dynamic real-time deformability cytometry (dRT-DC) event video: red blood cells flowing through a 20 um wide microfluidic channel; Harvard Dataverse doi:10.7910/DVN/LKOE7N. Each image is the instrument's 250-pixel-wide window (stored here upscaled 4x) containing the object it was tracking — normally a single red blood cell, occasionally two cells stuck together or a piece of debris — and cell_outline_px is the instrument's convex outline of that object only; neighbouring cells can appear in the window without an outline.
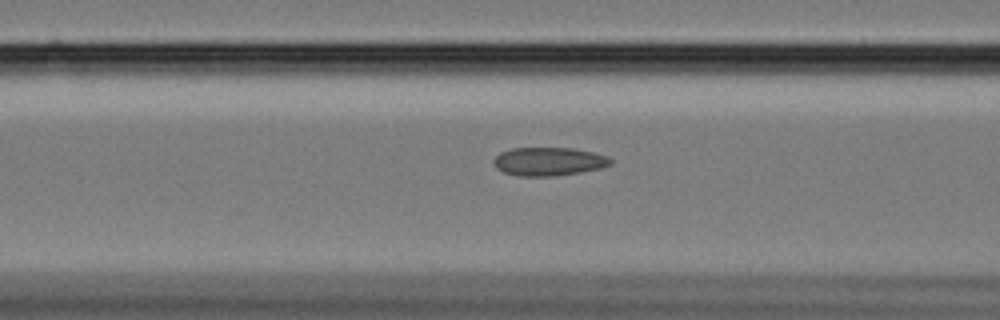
{"species": "Egyptian fruit bat (a non-hibernating species)", "species_latin": "Rousettus aegyptiacus", "temperature_condition": "cold", "stored_images_in_passage": 59, "camera_frame_rate_fps": 3000, "um_per_image_px": 0.085, "animal": {"sex": "female"}, "frame": {"image": 1, "passage_image": 24, "time_ms": 7.667, "image_size_px": [1000, 320], "cell_outline_px": [[612, 164], [600, 168], [580, 172], [552, 176], [520, 176], [504, 172], [496, 168], [492, 160], [500, 152], [512, 148], [572, 148], [592, 152], [608, 156], [612, 160]], "centroid_in_image_um": [46.63, 13.72], "position_along_channel_um": 120.0, "area_um2": 19.31}}
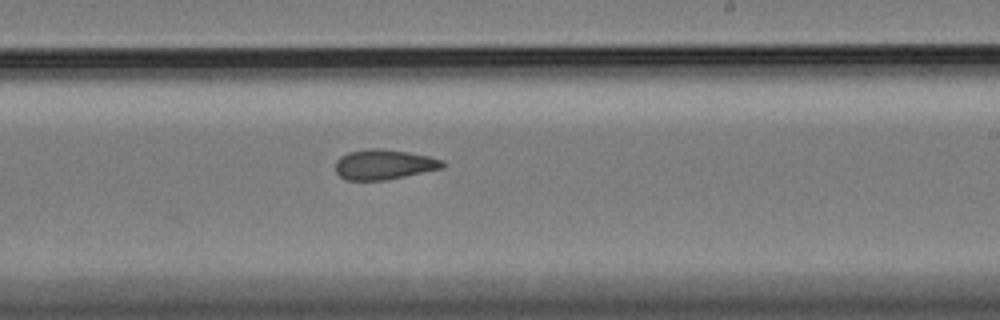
{"frame": {"image": 2, "passage_image": 36, "time_ms": 11.667, "image_size_px": [1000, 320], "cell_outline_px": [[444, 168], [388, 180], [344, 180], [336, 172], [336, 160], [340, 156], [348, 152], [368, 148], [380, 148], [408, 152], [428, 156], [444, 160]], "centroid_in_image_um": [32.63, 13.98], "position_along_channel_um": 256.4, "area_um2": 18.96}}
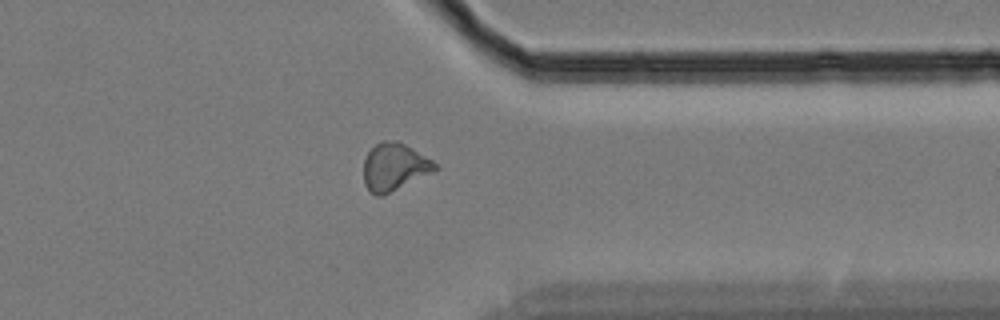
{"frame": {"image": 3, "passage_image": 47, "time_ms": 15.333, "image_size_px": [1000, 320], "cell_outline_px": [[440, 168], [380, 196], [376, 196], [368, 192], [364, 184], [364, 160], [368, 152], [380, 140], [396, 140], [412, 148], [432, 160]], "centroid_in_image_um": [33.48, 14.17], "position_along_channel_um": 377.9, "area_um2": 19.48}, "authors_computed_cell_mechanics": {"area_um2": 19.4208, "velocity_mm_per_s": 3.413, "shape_relaxation_time_tau1_ms": null, "shape_relaxation_time_tau2_ms": 4.5143, "deformation_change_tau1": null, "deformation_change_tau2": 0.1067}}